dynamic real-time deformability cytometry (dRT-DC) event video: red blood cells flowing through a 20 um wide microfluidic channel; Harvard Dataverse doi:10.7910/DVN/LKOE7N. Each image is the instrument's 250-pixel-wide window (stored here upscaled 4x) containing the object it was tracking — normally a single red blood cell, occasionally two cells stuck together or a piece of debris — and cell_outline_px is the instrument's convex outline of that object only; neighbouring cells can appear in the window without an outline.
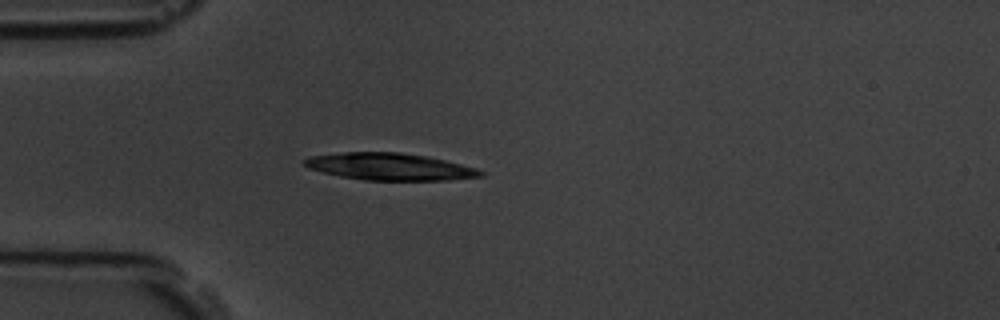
{"species": "common noctule bat (a hibernating species)", "species_latin": "Nyctalus noctula", "temperature_condition": "room temperature", "stored_images_in_passage": 3, "camera_frame_rate_fps": 3000, "um_per_image_px": 0.085, "animal": {"sex": "male", "body_mass_g": 19.5, "forearm_length_mm": 54.6}, "frame": {"image": 1, "passage_image": 3, "time_ms": 3.333, "image_size_px": [1000, 320], "cell_outline_px": [[484, 176], [448, 180], [364, 180], [340, 176], [308, 168], [300, 160], [312, 156], [344, 152], [400, 152], [424, 156], [444, 160], [476, 168], [484, 172]], "centroid_in_image_um": [33.11, 14.17], "position_along_channel_um": 51.9, "area_um2": 27.57}}